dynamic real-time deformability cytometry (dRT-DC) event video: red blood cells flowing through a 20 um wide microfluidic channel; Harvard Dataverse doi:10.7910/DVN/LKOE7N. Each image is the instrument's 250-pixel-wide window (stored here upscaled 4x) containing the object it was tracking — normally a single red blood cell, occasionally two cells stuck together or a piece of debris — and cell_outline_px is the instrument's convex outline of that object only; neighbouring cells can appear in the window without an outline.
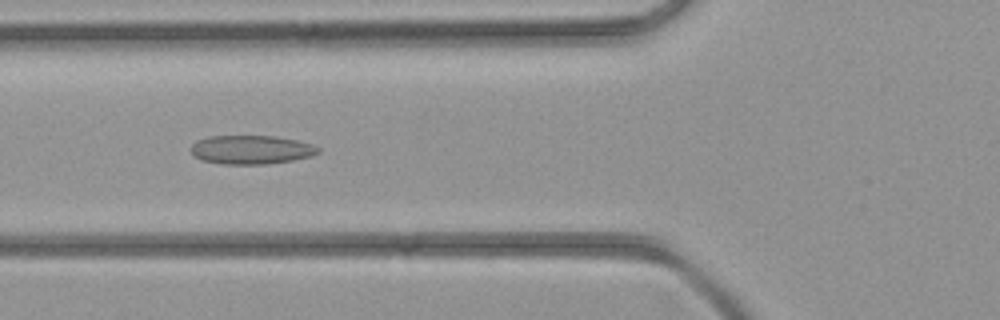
{"species": "common noctule bat (a hibernating species)", "species_latin": "Nyctalus noctula", "temperature_condition": "room temperature", "stored_images_in_passage": 35, "camera_frame_rate_fps": 3000, "um_per_image_px": 0.085, "animal": {"sex": "female", "body_mass_g": 21.9}, "frame": {"image": 1, "passage_image": 8, "time_ms": 2.333, "image_size_px": [1000, 320], "cell_outline_px": [[320, 152], [312, 156], [292, 160], [268, 164], [220, 164], [200, 160], [192, 156], [188, 148], [196, 140], [208, 136], [276, 136], [296, 140], [312, 144], [320, 148]], "centroid_in_image_um": [21.29, 12.73], "position_along_channel_um": 104.5, "area_um2": 21.73}}
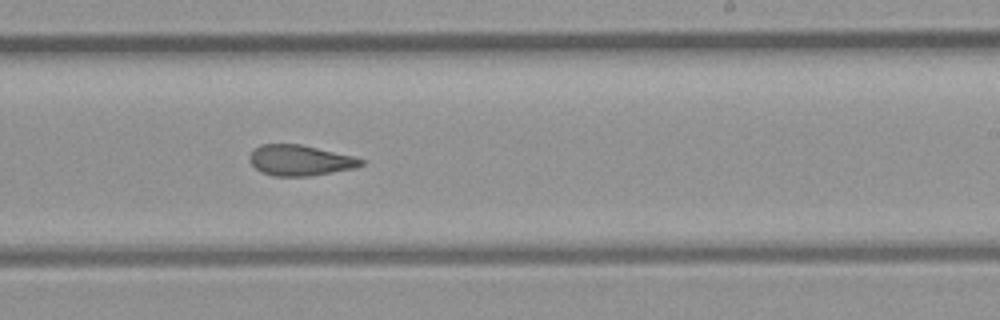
{"frame": {"image": 2, "passage_image": 18, "time_ms": 5.667, "image_size_px": [1000, 320], "cell_outline_px": [[364, 164], [356, 168], [308, 176], [272, 176], [260, 172], [248, 160], [248, 156], [260, 144], [300, 144], [352, 156], [364, 160]], "centroid_in_image_um": [25.47, 13.63], "position_along_channel_um": 263.5, "area_um2": 19.83}}
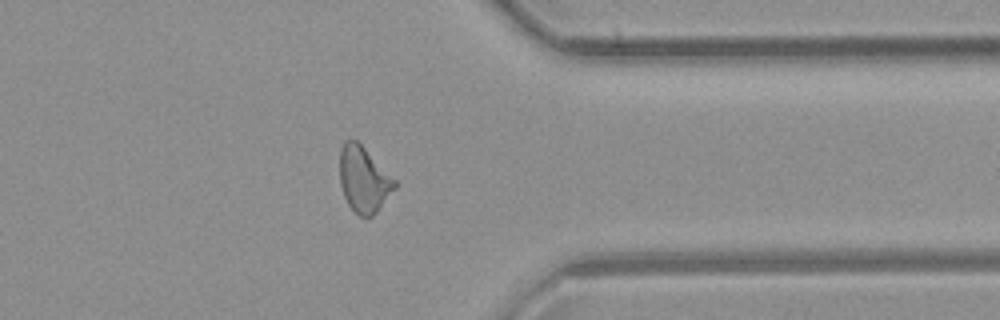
{"frame": {"image": 3, "passage_image": 26, "time_ms": 8.333, "image_size_px": [1000, 320], "cell_outline_px": [[396, 188], [376, 212], [372, 216], [360, 216], [348, 204], [344, 196], [340, 184], [340, 148], [344, 140], [356, 140], [396, 180]], "centroid_in_image_um": [30.91, 15.25], "position_along_channel_um": 380.5, "area_um2": 20.75}}